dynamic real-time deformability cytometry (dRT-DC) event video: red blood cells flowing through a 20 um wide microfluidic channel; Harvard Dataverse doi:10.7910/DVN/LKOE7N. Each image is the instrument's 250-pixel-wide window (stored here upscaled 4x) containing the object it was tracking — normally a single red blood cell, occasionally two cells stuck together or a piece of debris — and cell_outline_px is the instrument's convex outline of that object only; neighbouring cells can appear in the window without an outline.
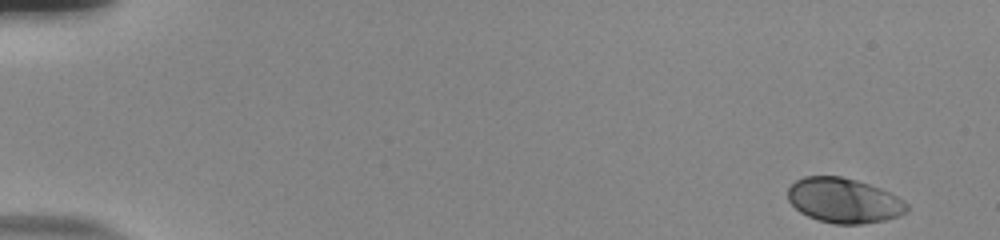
{"species": "human", "species_latin": "Homo sapiens", "temperature_condition": "room temperature", "stored_images_in_passage": 53, "camera_frame_rate_fps": 3000, "um_per_image_px": 0.085, "donor": {"sex": "male"}, "frame": {"image": 1, "passage_image": 1, "time_ms": 0.0, "image_size_px": [1000, 240], "cell_outline_px": [[908, 208], [900, 216], [884, 220], [860, 224], [836, 224], [820, 220], [808, 216], [800, 212], [788, 200], [788, 188], [796, 180], [804, 176], [840, 176], [856, 180], [880, 188], [904, 200], [908, 204]], "centroid_in_image_um": [71.72, 17.04], "position_along_channel_um": 13.3, "area_um2": 30.92}}
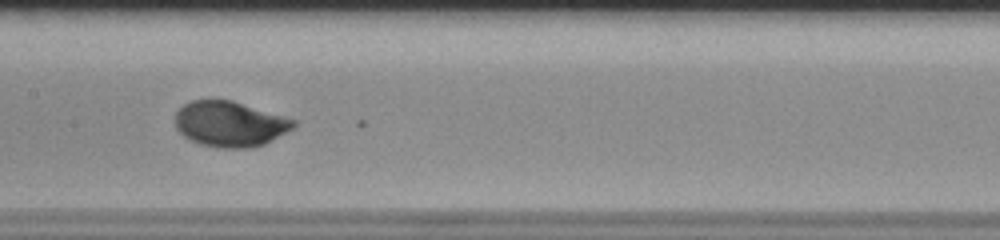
{"frame": {"image": 2, "passage_image": 27, "time_ms": 8.667, "image_size_px": [1000, 240], "cell_outline_px": [[296, 124], [292, 128], [264, 144], [252, 148], [220, 148], [200, 144], [184, 136], [176, 128], [176, 112], [184, 104], [192, 100], [232, 100], [296, 120]], "centroid_in_image_um": [19.53, 10.54], "position_along_channel_um": 187.9, "area_um2": 31.04}}
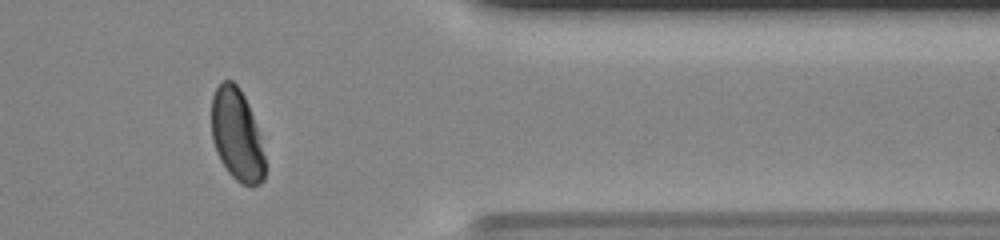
{"frame": {"image": 3, "passage_image": 44, "time_ms": 14.333, "image_size_px": [1000, 240], "cell_outline_px": [[264, 180], [260, 184], [252, 188], [240, 184], [228, 172], [220, 160], [216, 152], [212, 140], [212, 96], [216, 88], [224, 80], [232, 80], [240, 88], [248, 104], [260, 136], [264, 156]], "centroid_in_image_um": [20.13, 11.51], "position_along_channel_um": 391.3, "area_um2": 28.73}, "authors_computed_cell_mechanics": {"area_um2": 30.5762, "velocity_mm_per_s": 3.8161, "shape_relaxation_time_tau1_ms": 2.0221, "shape_relaxation_time_tau2_ms": null, "deformation_change_tau1": 0.1413, "deformation_change_tau2": null}}